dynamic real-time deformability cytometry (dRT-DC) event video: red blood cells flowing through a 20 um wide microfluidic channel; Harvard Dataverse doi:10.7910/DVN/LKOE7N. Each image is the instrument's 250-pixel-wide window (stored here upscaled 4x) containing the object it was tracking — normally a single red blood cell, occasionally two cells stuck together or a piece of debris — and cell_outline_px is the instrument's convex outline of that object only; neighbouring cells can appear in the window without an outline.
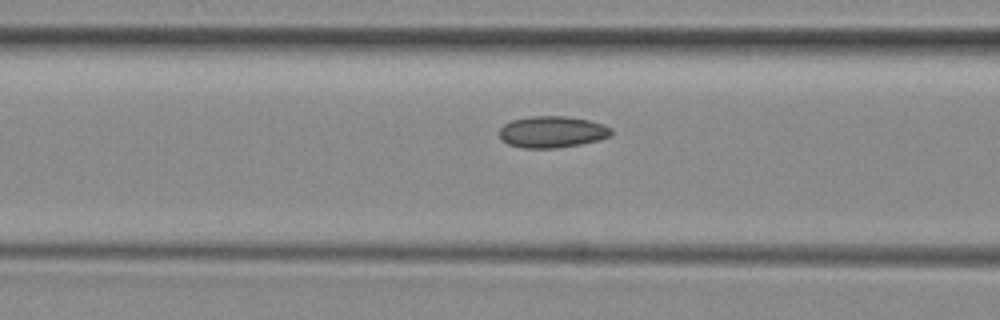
{"species": "common noctule bat (a hibernating species)", "species_latin": "Nyctalus noctula", "temperature_condition": "room temperature", "stored_images_in_passage": 30, "camera_frame_rate_fps": 3000, "um_per_image_px": 0.085, "animal": {"sex": "female", "body_mass_g": 29.2, "forearm_length_mm": 56.3}, "frame": {"image": 1, "passage_image": 15, "time_ms": 4.667, "image_size_px": [1000, 320], "cell_outline_px": [[612, 132], [608, 136], [596, 140], [580, 144], [556, 148], [524, 148], [508, 144], [500, 136], [500, 128], [504, 124], [512, 120], [532, 116], [568, 116], [588, 120], [604, 124], [612, 128]], "centroid_in_image_um": [46.93, 11.2], "position_along_channel_um": 119.7, "area_um2": 20.4}}
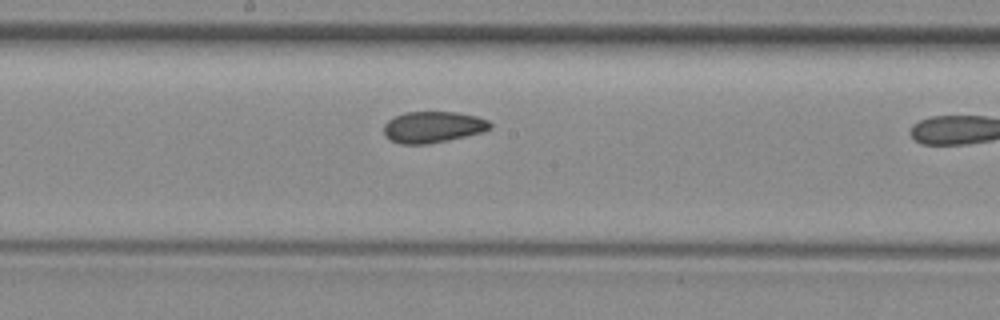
{"frame": {"image": 2, "passage_image": 22, "time_ms": 7.0, "image_size_px": [1000, 320], "cell_outline_px": [[492, 128], [480, 132], [448, 140], [428, 144], [400, 144], [392, 140], [384, 132], [384, 124], [388, 120], [404, 112], [456, 112], [476, 116], [488, 120], [492, 124]], "centroid_in_image_um": [36.81, 10.79], "position_along_channel_um": 211.4, "area_um2": 19.19}}
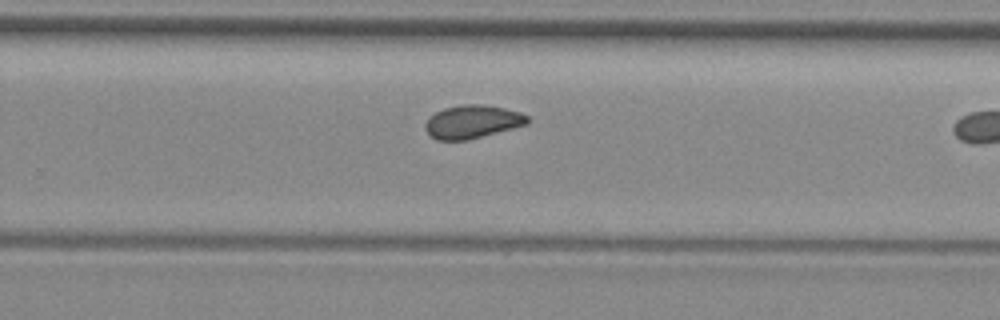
{"frame": {"image": 3, "passage_image": 28, "time_ms": 9.0, "image_size_px": [1000, 320], "cell_outline_px": [[528, 124], [464, 140], [436, 140], [424, 128], [424, 124], [436, 112], [444, 108], [460, 104], [480, 104], [504, 108], [520, 112], [528, 116]], "centroid_in_image_um": [40.14, 10.33], "position_along_channel_um": 289.7, "area_um2": 19.42}}